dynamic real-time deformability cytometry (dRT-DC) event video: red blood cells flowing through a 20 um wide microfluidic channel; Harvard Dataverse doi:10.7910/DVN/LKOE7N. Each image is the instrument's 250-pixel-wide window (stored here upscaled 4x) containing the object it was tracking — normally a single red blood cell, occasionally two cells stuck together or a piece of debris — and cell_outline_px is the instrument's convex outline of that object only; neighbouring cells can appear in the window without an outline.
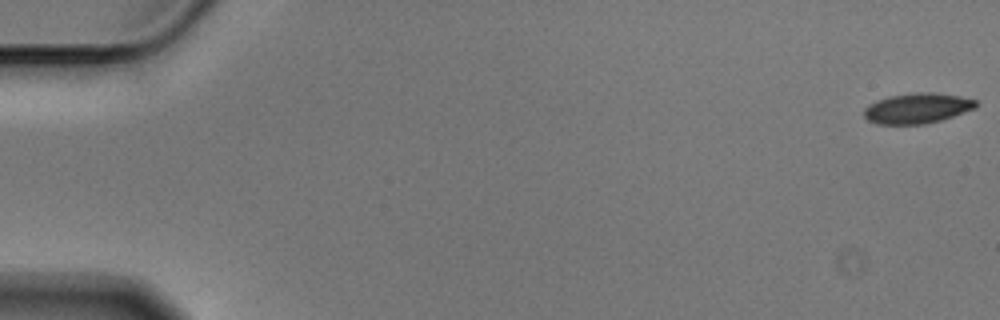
{"species": "Egyptian fruit bat (a non-hibernating species)", "species_latin": "Rousettus aegyptiacus", "temperature_condition": "cold", "stored_images_in_passage": 44, "camera_frame_rate_fps": 3000, "um_per_image_px": 0.085, "animal": {"sex": "male"}, "frame": {"image": 1, "passage_image": 1, "time_ms": 0.0, "image_size_px": [1000, 320], "cell_outline_px": [[976, 108], [940, 120], [924, 124], [876, 124], [868, 120], [864, 116], [864, 108], [868, 104], [876, 100], [888, 96], [916, 92], [932, 92], [960, 96], [976, 100]], "centroid_in_image_um": [77.93, 9.19], "position_along_channel_um": 7.1, "area_um2": 19.77}}
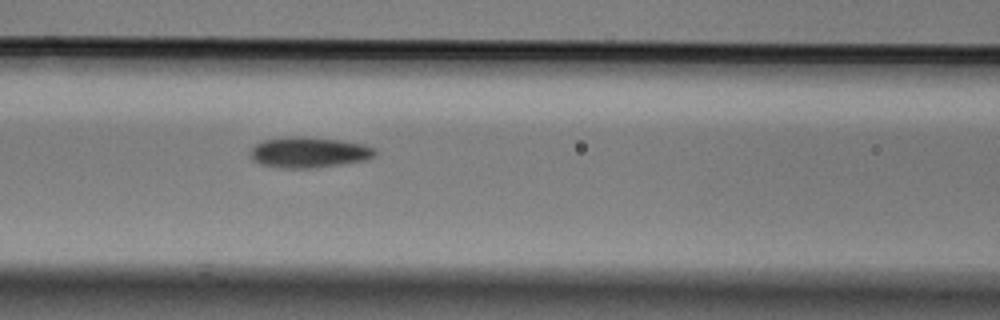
{"frame": {"image": 2, "passage_image": 25, "time_ms": 8.0, "image_size_px": [1000, 320], "cell_outline_px": [[376, 152], [368, 160], [344, 164], [316, 168], [280, 168], [260, 164], [252, 160], [248, 152], [256, 144], [264, 140], [292, 136], [300, 136], [340, 140], [364, 144], [376, 148]], "centroid_in_image_um": [26.25, 12.96], "position_along_channel_um": 140.3, "area_um2": 22.54}}
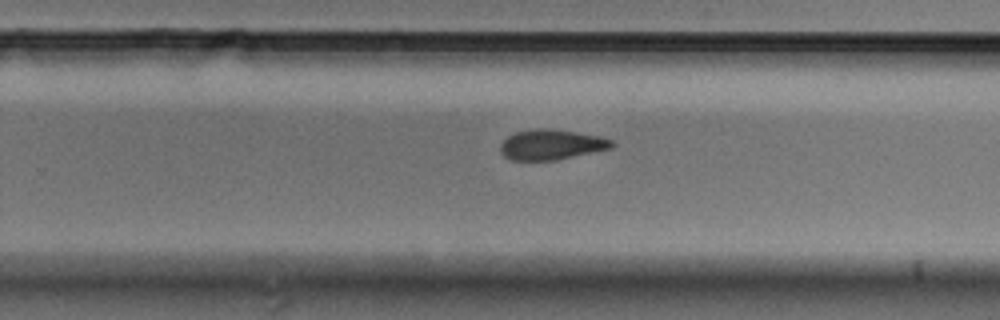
{"frame": {"image": 3, "passage_image": 37, "time_ms": 12.0, "image_size_px": [1000, 320], "cell_outline_px": [[616, 144], [612, 148], [556, 160], [512, 160], [504, 156], [500, 152], [500, 144], [508, 136], [516, 132], [532, 128], [552, 128], [600, 136], [612, 140]], "centroid_in_image_um": [46.87, 12.28], "position_along_channel_um": 282.9, "area_um2": 19.77}}